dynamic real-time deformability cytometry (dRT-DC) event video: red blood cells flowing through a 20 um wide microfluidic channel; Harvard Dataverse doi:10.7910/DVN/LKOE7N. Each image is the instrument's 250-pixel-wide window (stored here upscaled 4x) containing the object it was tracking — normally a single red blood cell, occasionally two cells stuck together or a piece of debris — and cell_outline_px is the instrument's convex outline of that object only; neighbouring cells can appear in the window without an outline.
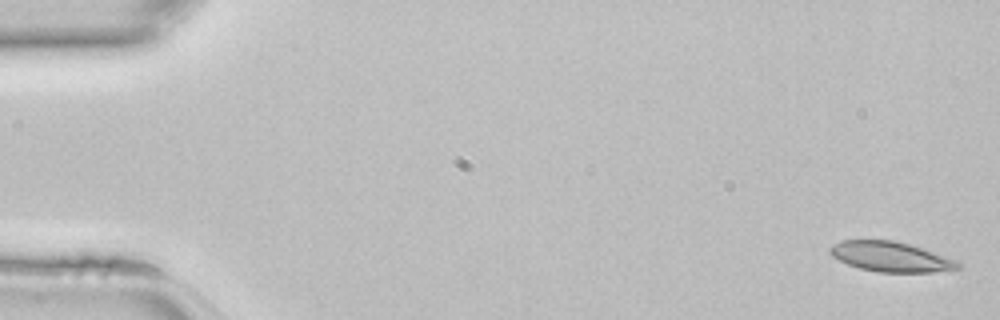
{"species": "common noctule bat (a hibernating species)", "species_latin": "Nyctalus noctula", "temperature_condition": "room temperature", "stored_images_in_passage": 14, "camera_frame_rate_fps": 3000, "um_per_image_px": 0.085, "animal": {"sex": "female", "body_mass_g": 22.7, "forearm_length_mm": 54.2}, "frame": {"image": 1, "passage_image": 1, "time_ms": 0.0, "image_size_px": [1000, 320], "cell_outline_px": [[960, 268], [932, 272], [876, 272], [860, 268], [848, 264], [832, 256], [828, 252], [828, 248], [832, 244], [840, 240], [892, 240], [908, 244], [956, 260], [960, 264]], "centroid_in_image_um": [75.64, 21.82], "position_along_channel_um": 9.4, "area_um2": 22.14}}
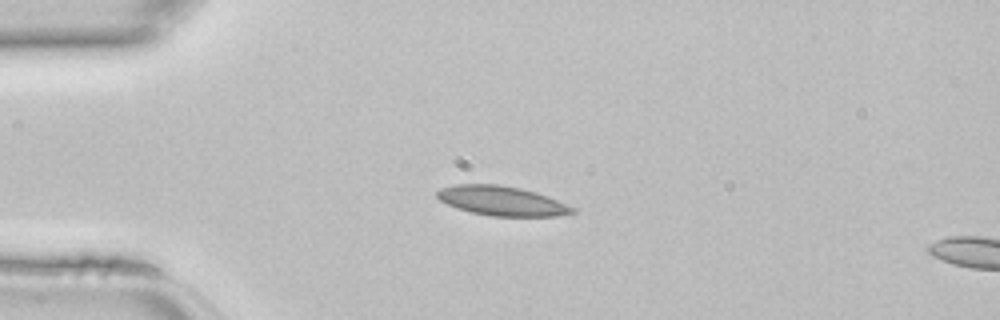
{"frame": {"image": 2, "passage_image": 11, "time_ms": 3.333, "image_size_px": [1000, 320], "cell_outline_px": [[576, 212], [556, 216], [492, 216], [472, 212], [456, 208], [440, 200], [436, 196], [436, 192], [440, 188], [456, 184], [500, 184], [520, 188], [536, 192], [548, 196], [576, 208]], "centroid_in_image_um": [42.66, 17.07], "position_along_channel_um": 42.3, "area_um2": 23.29}}